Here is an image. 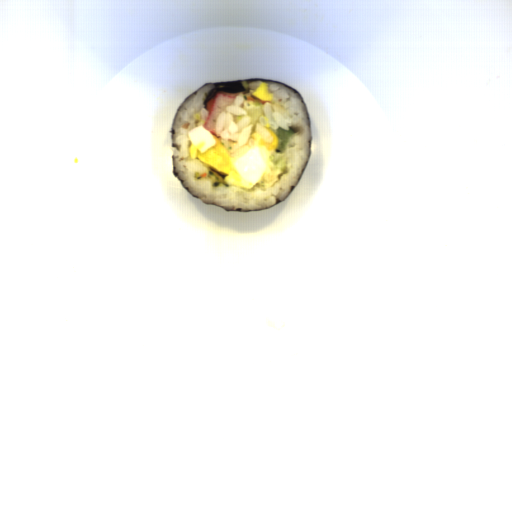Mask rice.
I'll return each mask as SVG.
<instances>
[{
  "label": "rice",
  "mask_w": 512,
  "mask_h": 512,
  "mask_svg": "<svg viewBox=\"0 0 512 512\" xmlns=\"http://www.w3.org/2000/svg\"><path fill=\"white\" fill-rule=\"evenodd\" d=\"M243 101V92H240L235 100L218 114L215 122V136H219L228 154L236 153L244 147L254 129L252 117L241 107Z\"/></svg>",
  "instance_id": "023b6e5f"
},
{
  "label": "rice",
  "mask_w": 512,
  "mask_h": 512,
  "mask_svg": "<svg viewBox=\"0 0 512 512\" xmlns=\"http://www.w3.org/2000/svg\"><path fill=\"white\" fill-rule=\"evenodd\" d=\"M262 83L268 84L272 100L262 105L258 123L274 134L279 127L286 132L291 128L295 133L290 135L285 144L284 172L273 166L252 191H244L233 185L214 187L209 178V168L197 158H190L188 133L196 127L204 126L210 113L204 102L210 90L216 87L214 84H206L188 98L179 108L173 122L172 143L180 147L179 150L172 148L175 172L193 196L227 212L237 209L258 210L277 205L278 200L281 202L289 196L292 186H297L310 158L311 122L306 106L296 92L275 82L245 80L241 83L247 90L242 92L243 101L248 100V97L254 99L251 93Z\"/></svg>",
  "instance_id": "652b925c"
}]
</instances>
